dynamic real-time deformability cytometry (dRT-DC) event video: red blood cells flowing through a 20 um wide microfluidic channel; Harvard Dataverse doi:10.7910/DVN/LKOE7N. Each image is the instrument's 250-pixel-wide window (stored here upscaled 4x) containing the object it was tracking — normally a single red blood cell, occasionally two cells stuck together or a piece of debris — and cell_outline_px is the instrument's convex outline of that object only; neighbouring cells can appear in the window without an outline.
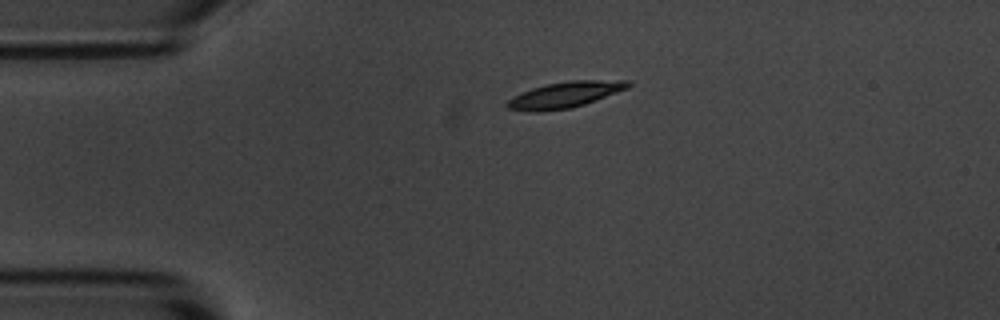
{"species": "common noctule bat (a hibernating species)", "species_latin": "Nyctalus noctula", "temperature_condition": "room temperature", "stored_images_in_passage": 37, "camera_frame_rate_fps": 3000, "um_per_image_px": 0.085, "animal": {"sex": "male", "body_mass_g": 20.1, "forearm_length_mm": 53.5}, "frame": {"image": 1, "passage_image": 1, "time_ms": 0.0, "image_size_px": [1000, 320], "cell_outline_px": [[632, 84], [628, 88], [584, 104], [572, 108], [536, 112], [532, 112], [508, 108], [504, 104], [512, 96], [532, 88], [548, 84], [572, 80], [628, 80]], "centroid_in_image_um": [48.0, 8.05], "position_along_channel_um": 37.0, "area_um2": 18.21}}
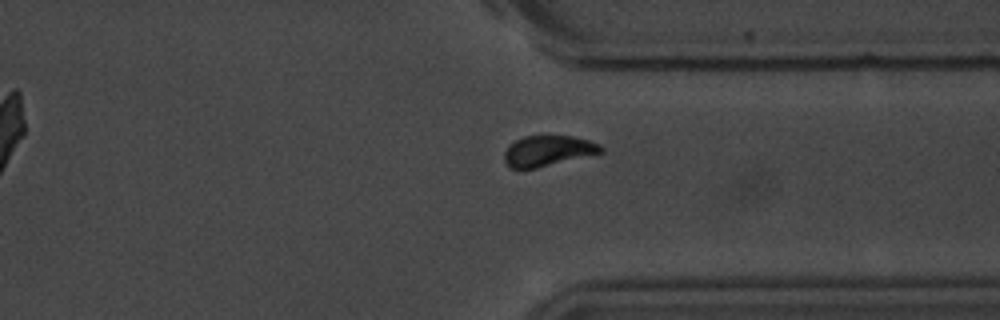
{"frame": {"image": 2, "passage_image": 31, "time_ms": 10.0, "image_size_px": [1000, 320], "cell_outline_px": [[604, 152], [536, 168], [508, 168], [504, 160], [504, 152], [508, 144], [524, 136], [572, 136], [588, 140], [600, 144], [604, 148]], "centroid_in_image_um": [46.56, 12.82], "position_along_channel_um": 364.8, "area_um2": 17.22}}
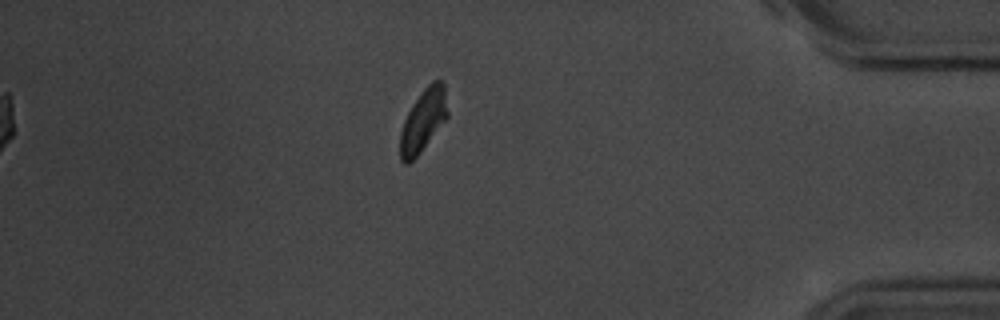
{"frame": {"image": 3, "passage_image": 37, "time_ms": 12.0, "image_size_px": [1000, 320], "cell_outline_px": [[448, 116], [420, 152], [408, 164], [404, 164], [400, 160], [400, 132], [404, 120], [412, 104], [424, 88], [432, 80], [440, 80], [444, 84], [448, 112]], "centroid_in_image_um": [35.96, 10.23], "position_along_channel_um": 399.2, "area_um2": 17.11}, "authors_computed_cell_mechanics": {"area_um2": 17.6868, "velocity_mm_per_s": 3.6009, "shape_relaxation_time_tau1_ms": 11.2231, "shape_relaxation_time_tau2_ms": 3.4774, "deformation_change_tau1": 0.3708, "deformation_change_tau2": 0.063}}